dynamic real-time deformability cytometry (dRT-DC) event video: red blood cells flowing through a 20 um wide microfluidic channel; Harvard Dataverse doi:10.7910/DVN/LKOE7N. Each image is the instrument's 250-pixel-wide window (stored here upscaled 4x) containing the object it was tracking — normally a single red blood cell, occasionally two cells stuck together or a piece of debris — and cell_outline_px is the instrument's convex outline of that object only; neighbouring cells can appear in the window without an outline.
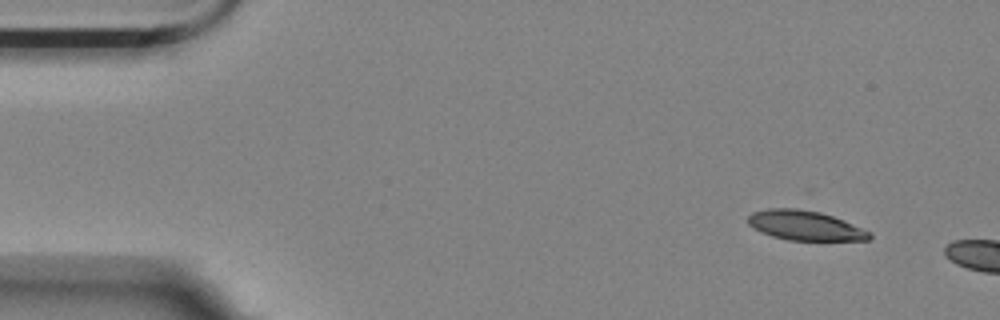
{"species": "Egyptian fruit bat (a non-hibernating species)", "species_latin": "Rousettus aegyptiacus", "temperature_condition": "room temperature", "stored_images_in_passage": 2, "camera_frame_rate_fps": 3000, "um_per_image_px": 0.085, "animal": {"sex": "female"}, "frame": {"image": 1, "passage_image": 1, "time_ms": 0.0, "image_size_px": [1000, 320], "cell_outline_px": [[872, 236], [868, 240], [788, 240], [772, 236], [760, 232], [748, 224], [748, 216], [752, 212], [768, 208], [808, 208], [844, 220], [872, 232]], "centroid_in_image_um": [68.43, 19.15], "position_along_channel_um": 16.6, "area_um2": 21.21}}